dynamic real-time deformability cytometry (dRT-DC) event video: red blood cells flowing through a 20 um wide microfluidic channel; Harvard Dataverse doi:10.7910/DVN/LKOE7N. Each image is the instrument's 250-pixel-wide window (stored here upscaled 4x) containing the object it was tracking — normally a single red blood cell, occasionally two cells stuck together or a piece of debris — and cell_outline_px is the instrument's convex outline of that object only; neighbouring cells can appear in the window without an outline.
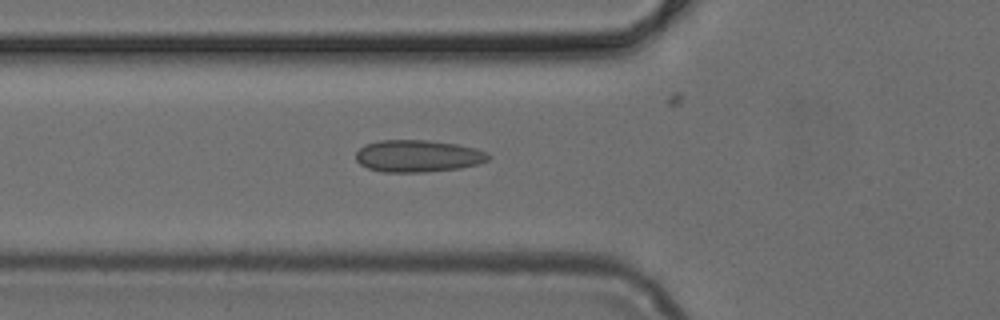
{"species": "common noctule bat (a hibernating species)", "species_latin": "Nyctalus noctula", "temperature_condition": "cold", "stored_images_in_passage": 38, "camera_frame_rate_fps": 3000, "um_per_image_px": 0.085, "animal": {"sex": "female", "body_mass_g": 24.6, "forearm_length_mm": 56.2}, "frame": {"image": 1, "passage_image": 8, "time_ms": 2.333, "image_size_px": [1000, 320], "cell_outline_px": [[492, 156], [488, 160], [476, 164], [460, 168], [424, 172], [380, 172], [368, 168], [360, 164], [356, 160], [356, 152], [364, 144], [380, 140], [428, 140], [456, 144], [476, 148], [488, 152]], "centroid_in_image_um": [35.52, 13.26], "position_along_channel_um": 90.3, "area_um2": 24.91}}
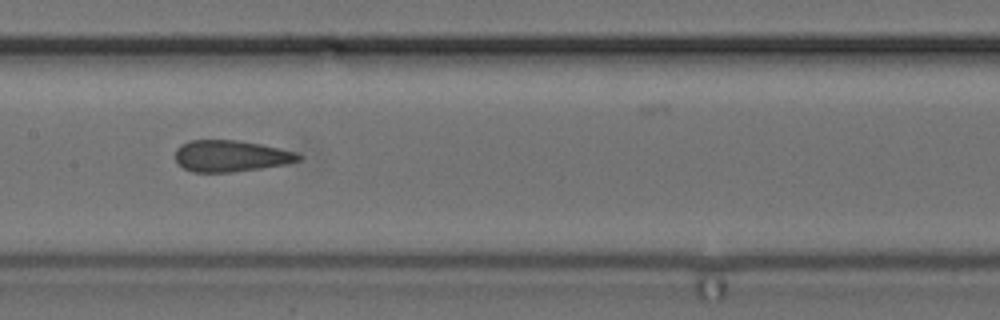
{"frame": {"image": 2, "passage_image": 15, "time_ms": 4.667, "image_size_px": [1000, 320], "cell_outline_px": [[304, 156], [300, 160], [288, 164], [232, 172], [192, 172], [184, 168], [176, 160], [176, 148], [180, 144], [188, 140], [236, 140], [260, 144], [280, 148], [296, 152]], "centroid_in_image_um": [19.63, 13.25], "position_along_channel_um": 187.8, "area_um2": 22.66}}
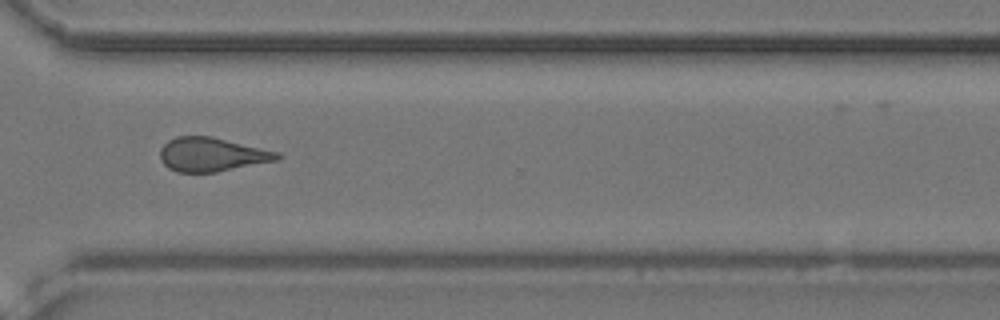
{"frame": {"image": 3, "passage_image": 27, "time_ms": 8.667, "image_size_px": [1000, 320], "cell_outline_px": [[280, 156], [276, 160], [216, 172], [176, 172], [168, 168], [160, 160], [160, 148], [168, 140], [176, 136], [212, 136], [280, 152]], "centroid_in_image_um": [17.96, 13.12], "position_along_channel_um": 352.6, "area_um2": 23.12}}